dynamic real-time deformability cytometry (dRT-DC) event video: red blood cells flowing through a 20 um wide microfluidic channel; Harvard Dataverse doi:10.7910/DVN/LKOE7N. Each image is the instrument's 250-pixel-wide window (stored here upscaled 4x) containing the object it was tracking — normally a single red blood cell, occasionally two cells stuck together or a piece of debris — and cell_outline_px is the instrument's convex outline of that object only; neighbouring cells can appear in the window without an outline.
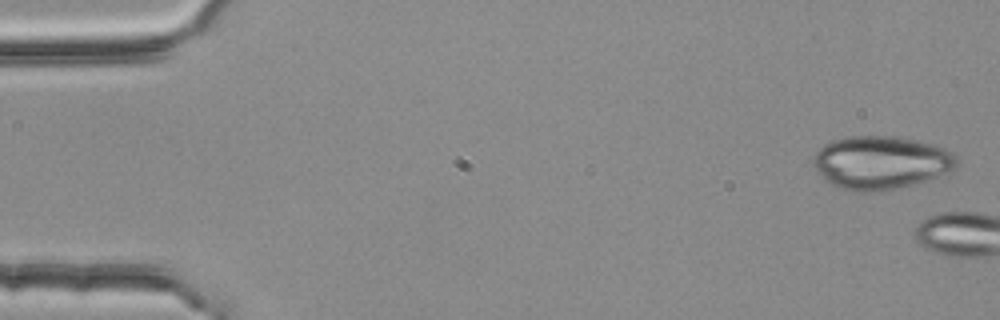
{"species": "common noctule bat (a hibernating species)", "species_latin": "Nyctalus noctula", "temperature_condition": "room temperature", "stored_images_in_passage": 2, "camera_frame_rate_fps": 3000, "um_per_image_px": 0.085, "animal": {"sex": "female", "body_mass_g": 25.1}, "frame": {"image": 1, "passage_image": 1, "time_ms": 0.0, "image_size_px": [1000, 320], "cell_outline_px": [[956, 168], [936, 176], [912, 184], [896, 188], [864, 192], [860, 192], [840, 188], [824, 180], [812, 164], [812, 156], [824, 144], [832, 140], [848, 136], [892, 136], [916, 140], [944, 148], [952, 152], [956, 156]], "centroid_in_image_um": [74.81, 13.8], "position_along_channel_um": 10.2, "area_um2": 44.1}}